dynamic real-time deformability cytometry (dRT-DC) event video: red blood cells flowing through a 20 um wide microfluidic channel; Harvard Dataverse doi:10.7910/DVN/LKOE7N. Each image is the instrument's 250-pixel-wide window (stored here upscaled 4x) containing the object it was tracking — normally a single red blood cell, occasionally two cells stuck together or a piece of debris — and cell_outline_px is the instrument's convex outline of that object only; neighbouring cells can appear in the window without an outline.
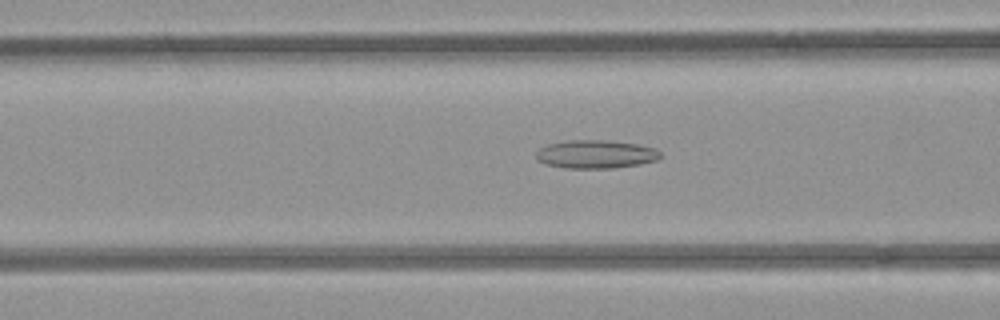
{"species": "common noctule bat (a hibernating species)", "species_latin": "Nyctalus noctula", "temperature_condition": "room temperature", "stored_images_in_passage": 42, "camera_frame_rate_fps": 3000, "um_per_image_px": 0.085, "animal": {"sex": "female", "body_mass_g": 21.9}, "frame": {"image": 1, "passage_image": 20, "time_ms": 6.333, "image_size_px": [1000, 320], "cell_outline_px": [[664, 156], [656, 160], [640, 164], [612, 168], [564, 168], [544, 164], [536, 160], [536, 152], [540, 148], [548, 144], [568, 140], [608, 140], [640, 144], [656, 148]], "centroid_in_image_um": [50.65, 13.1], "position_along_channel_um": 115.9, "area_um2": 20.81}}
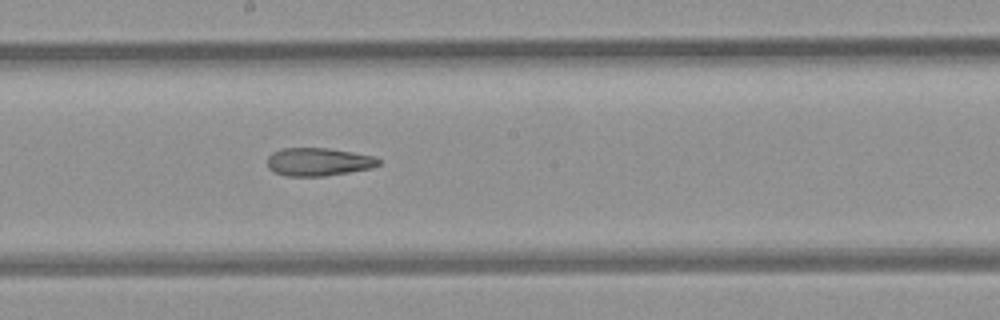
{"frame": {"image": 2, "passage_image": 28, "time_ms": 9.0, "image_size_px": [1000, 320], "cell_outline_px": [[380, 164], [372, 168], [324, 176], [288, 176], [272, 172], [268, 168], [268, 156], [272, 152], [280, 148], [328, 148], [352, 152], [372, 156], [380, 160]], "centroid_in_image_um": [27.02, 13.75], "position_along_channel_um": 221.2, "area_um2": 18.21}}
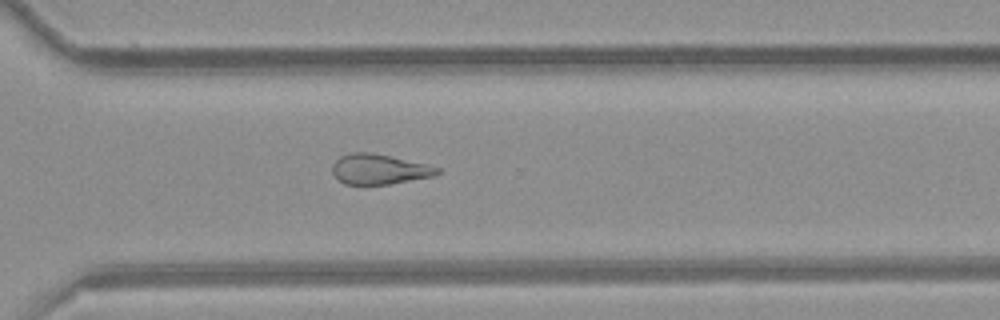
{"frame": {"image": 3, "passage_image": 37, "time_ms": 12.0, "image_size_px": [1000, 320], "cell_outline_px": [[440, 172], [436, 176], [388, 184], [344, 184], [332, 172], [332, 164], [340, 156], [352, 152], [372, 152], [428, 164], [440, 168]], "centroid_in_image_um": [32.26, 14.37], "position_along_channel_um": 338.3, "area_um2": 18.5}}